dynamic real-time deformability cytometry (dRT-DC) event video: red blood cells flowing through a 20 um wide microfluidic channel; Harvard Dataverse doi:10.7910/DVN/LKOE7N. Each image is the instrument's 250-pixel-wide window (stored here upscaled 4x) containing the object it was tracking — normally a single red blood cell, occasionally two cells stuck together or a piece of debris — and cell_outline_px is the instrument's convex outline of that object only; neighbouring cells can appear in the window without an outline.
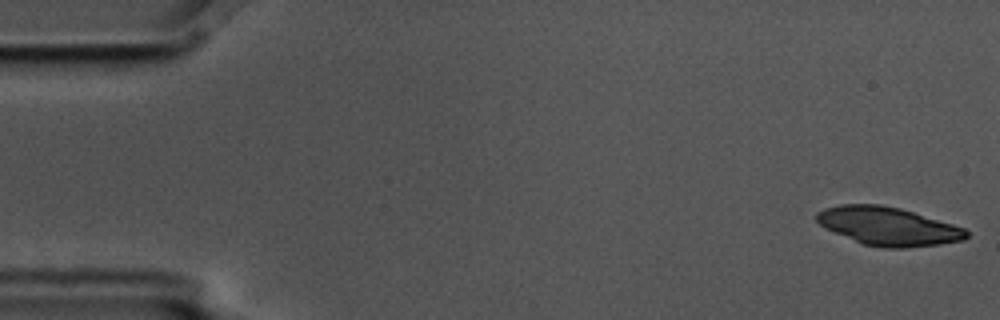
{"species": "common noctule bat (a hibernating species)", "species_latin": "Nyctalus noctula", "temperature_condition": "cold", "stored_images_in_passage": 5, "camera_frame_rate_fps": 3000, "um_per_image_px": 0.085, "animal": {"sex": "male", "body_mass_g": 17.5, "forearm_length_mm": 52.3}, "frame": {"image": 1, "passage_image": 1, "time_ms": 0.0, "image_size_px": [1000, 320], "cell_outline_px": [[968, 236], [964, 240], [940, 244], [904, 248], [880, 248], [860, 244], [824, 228], [816, 220], [816, 212], [824, 208], [840, 204], [880, 204], [900, 208], [952, 224], [964, 228], [968, 232]], "centroid_in_image_um": [75.44, 19.24], "position_along_channel_um": 9.6, "area_um2": 33.64}}